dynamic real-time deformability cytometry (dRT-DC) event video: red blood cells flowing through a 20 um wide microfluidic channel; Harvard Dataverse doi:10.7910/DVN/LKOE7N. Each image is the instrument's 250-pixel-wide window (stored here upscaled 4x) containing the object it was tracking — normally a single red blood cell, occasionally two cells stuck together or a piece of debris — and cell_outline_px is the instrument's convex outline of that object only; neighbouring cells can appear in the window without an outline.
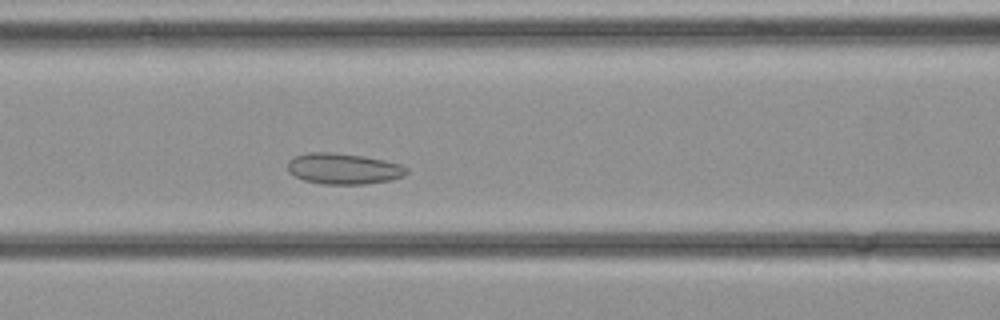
{"species": "common noctule bat (a hibernating species)", "species_latin": "Nyctalus noctula", "temperature_condition": "cold", "stored_images_in_passage": 34, "camera_frame_rate_fps": 3000, "um_per_image_px": 0.085, "animal": {"sex": "female", "body_mass_g": 21.9}, "frame": {"image": 1, "passage_image": 12, "time_ms": 3.667, "image_size_px": [1000, 320], "cell_outline_px": [[408, 172], [404, 176], [392, 180], [364, 184], [324, 184], [304, 180], [288, 172], [288, 160], [292, 156], [308, 152], [332, 152], [364, 156], [384, 160], [400, 164], [408, 168]], "centroid_in_image_um": [29.19, 14.33], "position_along_channel_um": 137.4, "area_um2": 21.62}}
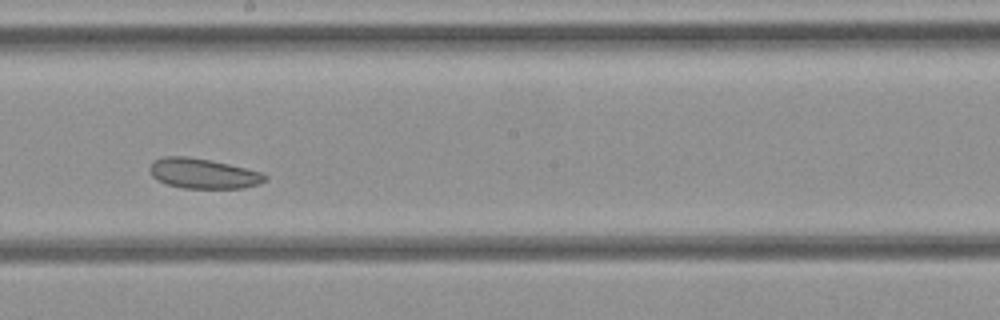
{"frame": {"image": 2, "passage_image": 17, "time_ms": 5.333, "image_size_px": [1000, 320], "cell_outline_px": [[268, 180], [260, 184], [244, 188], [184, 188], [168, 184], [156, 180], [152, 176], [148, 168], [152, 160], [164, 156], [188, 156], [212, 160], [260, 172], [268, 176]], "centroid_in_image_um": [17.25, 14.74], "position_along_channel_um": 231.0, "area_um2": 20.4}}
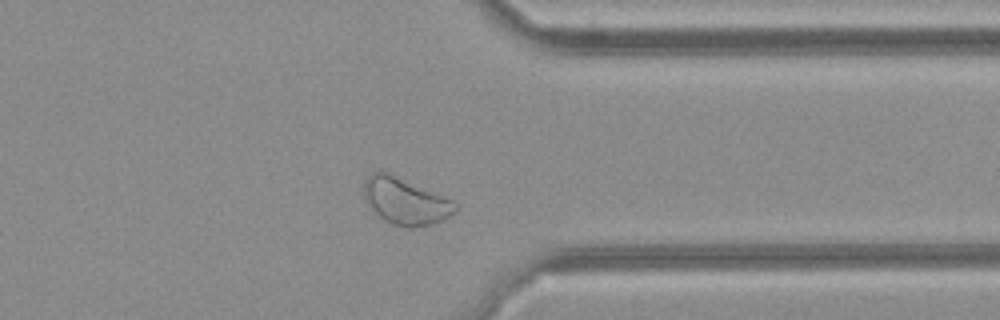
{"frame": {"image": 3, "passage_image": 25, "time_ms": 8.0, "image_size_px": [1000, 320], "cell_outline_px": [[456, 212], [432, 224], [412, 228], [408, 228], [392, 224], [384, 220], [364, 200], [364, 180], [372, 172], [380, 168], [452, 200], [456, 204]], "centroid_in_image_um": [34.41, 17.07], "position_along_channel_um": 377.0, "area_um2": 24.8}}